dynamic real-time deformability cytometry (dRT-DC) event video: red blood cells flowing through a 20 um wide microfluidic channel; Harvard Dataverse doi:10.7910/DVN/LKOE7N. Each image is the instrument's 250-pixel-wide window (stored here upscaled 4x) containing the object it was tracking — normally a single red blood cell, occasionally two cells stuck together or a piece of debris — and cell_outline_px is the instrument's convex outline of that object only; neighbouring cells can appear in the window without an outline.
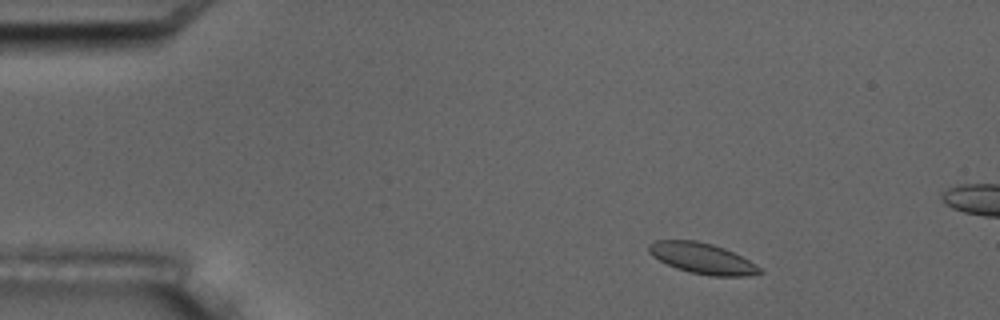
{"species": "common noctule bat (a hibernating species)", "species_latin": "Nyctalus noctula", "temperature_condition": "room temperature", "stored_images_in_passage": 4, "camera_frame_rate_fps": 3000, "um_per_image_px": 0.085, "animal": {"sex": "male", "body_mass_g": 17.5, "forearm_length_mm": 52.3}, "frame": {"image": 1, "passage_image": 1, "time_ms": 0.0, "image_size_px": [1000, 320], "cell_outline_px": [[764, 272], [748, 276], [712, 276], [688, 272], [676, 268], [652, 256], [648, 252], [648, 244], [656, 240], [696, 240], [712, 244], [724, 248], [756, 264]], "centroid_in_image_um": [59.68, 21.96], "position_along_channel_um": 25.3, "area_um2": 19.83}}